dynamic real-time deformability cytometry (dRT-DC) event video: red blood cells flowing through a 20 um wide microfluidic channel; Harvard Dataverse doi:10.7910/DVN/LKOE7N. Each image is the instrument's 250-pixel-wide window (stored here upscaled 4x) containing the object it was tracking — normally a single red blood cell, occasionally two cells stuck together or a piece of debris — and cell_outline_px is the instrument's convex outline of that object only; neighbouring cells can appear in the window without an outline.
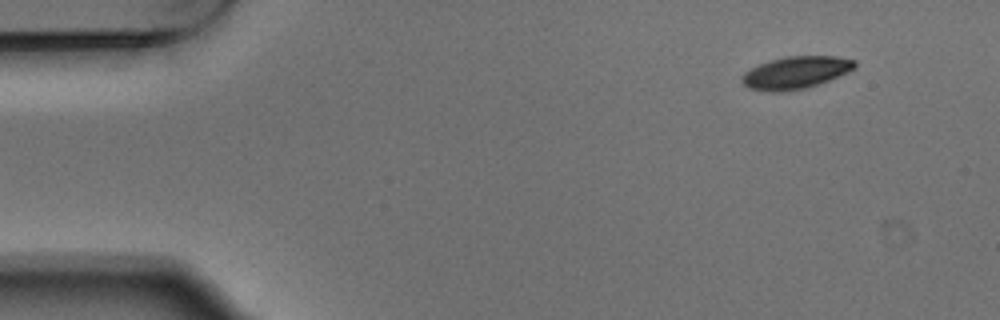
{"species": "Egyptian fruit bat (a non-hibernating species)", "species_latin": "Rousettus aegyptiacus", "temperature_condition": "warm", "stored_images_in_passage": 4, "camera_frame_rate_fps": 3000, "um_per_image_px": 0.085, "animal": {"sex": "male"}, "frame": {"image": 1, "passage_image": 1, "time_ms": 0.0, "image_size_px": [1000, 320], "cell_outline_px": [[856, 68], [848, 72], [828, 80], [804, 88], [776, 92], [772, 92], [748, 88], [740, 80], [740, 76], [744, 72], [760, 64], [784, 56], [836, 56], [856, 60]], "centroid_in_image_um": [67.63, 6.16], "position_along_channel_um": 17.4, "area_um2": 21.1}}
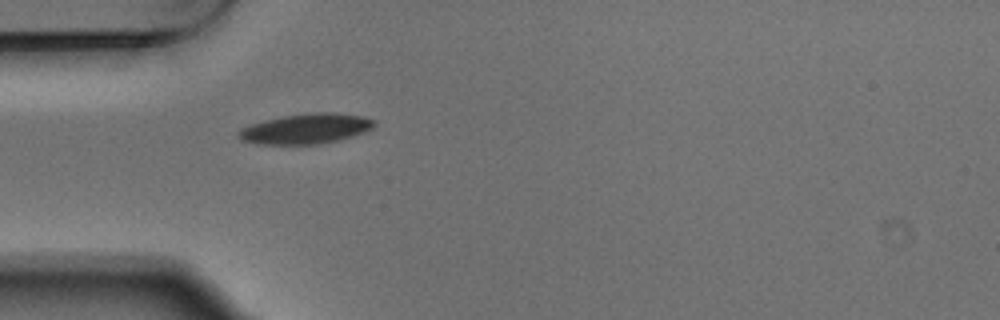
{"frame": {"image": 2, "passage_image": 4, "time_ms": 1.0, "image_size_px": [1000, 320], "cell_outline_px": [[376, 124], [372, 128], [364, 132], [336, 140], [316, 144], [256, 144], [240, 140], [236, 136], [236, 132], [240, 128], [264, 120], [284, 116], [312, 112], [336, 112], [364, 116], [376, 120]], "centroid_in_image_um": [25.97, 10.93], "position_along_channel_um": 59.0, "area_um2": 23.93}}